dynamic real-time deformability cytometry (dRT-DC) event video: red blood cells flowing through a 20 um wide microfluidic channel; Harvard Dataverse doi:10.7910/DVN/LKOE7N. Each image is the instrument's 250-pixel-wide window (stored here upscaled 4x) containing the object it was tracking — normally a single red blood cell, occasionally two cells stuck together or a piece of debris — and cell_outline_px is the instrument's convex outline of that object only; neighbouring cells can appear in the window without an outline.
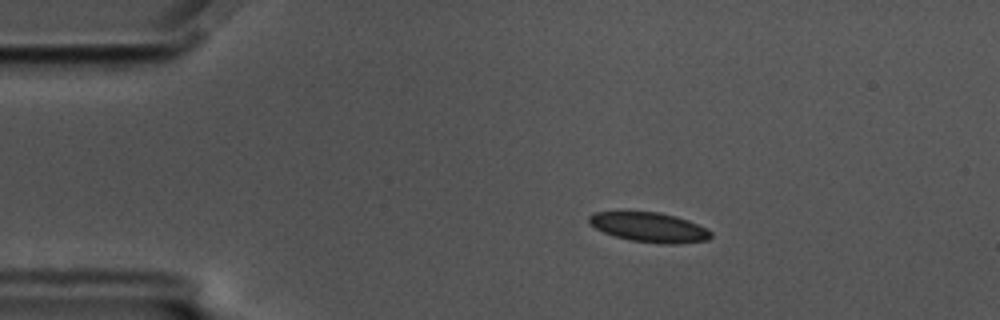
{"species": "common noctule bat (a hibernating species)", "species_latin": "Nyctalus noctula", "temperature_condition": "cold", "stored_images_in_passage": 57, "camera_frame_rate_fps": 3000, "um_per_image_px": 0.085, "animal": {"sex": "male", "body_mass_g": 17.5, "forearm_length_mm": 52.3}, "frame": {"image": 1, "passage_image": 10, "time_ms": 3.0, "image_size_px": [1000, 320], "cell_outline_px": [[712, 236], [708, 240], [676, 244], [660, 244], [628, 240], [604, 232], [588, 224], [588, 216], [592, 212], [624, 208], [660, 212], [676, 216], [688, 220], [708, 228], [712, 232]], "centroid_in_image_um": [55.12, 19.26], "position_along_channel_um": 29.9, "area_um2": 22.25}}
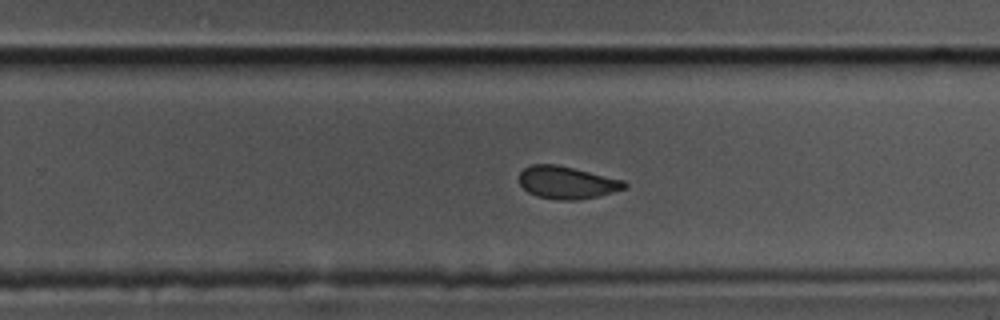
{"frame": {"image": 2, "passage_image": 36, "time_ms": 11.667, "image_size_px": [1000, 320], "cell_outline_px": [[628, 184], [624, 188], [600, 196], [580, 200], [556, 200], [536, 196], [528, 192], [520, 184], [520, 172], [524, 168], [532, 164], [556, 164], [624, 180]], "centroid_in_image_um": [48.18, 15.52], "position_along_channel_um": 281.6, "area_um2": 19.94}}
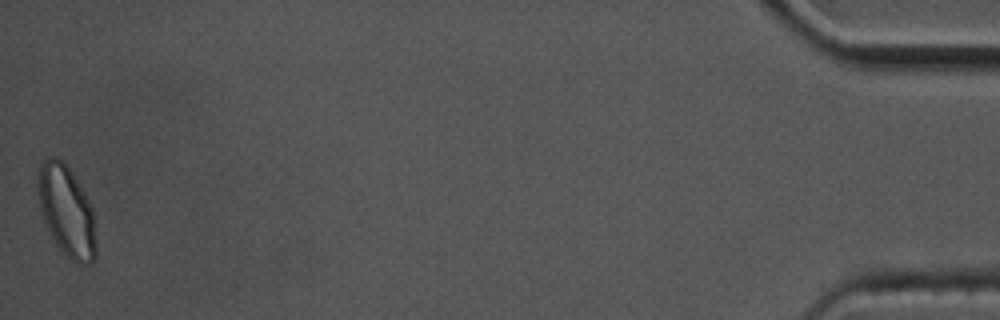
{"frame": {"image": 3, "passage_image": 57, "time_ms": 18.667, "image_size_px": [1000, 320], "cell_outline_px": [[96, 260], [92, 264], [80, 264], [72, 260], [56, 244], [44, 220], [40, 208], [36, 192], [36, 172], [40, 164], [48, 156], [56, 156], [64, 160], [72, 172], [84, 192], [92, 208], [96, 248]], "centroid_in_image_um": [5.63, 17.88], "position_along_channel_um": 429.6, "area_um2": 31.04}, "authors_computed_cell_mechanics": {"area_um2": 20.9814, "velocity_mm_per_s": 3.4851, "shape_relaxation_time_tau1_ms": 6.0728, "shape_relaxation_time_tau2_ms": 1.7884, "deformation_change_tau1": 0.133, "deformation_change_tau2": 0.0622}}